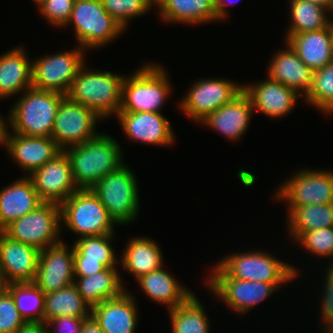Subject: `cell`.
<instances>
[{"label": "cell", "instance_id": "1", "mask_svg": "<svg viewBox=\"0 0 333 333\" xmlns=\"http://www.w3.org/2000/svg\"><path fill=\"white\" fill-rule=\"evenodd\" d=\"M120 144L112 136L99 133L93 139L64 150L78 189H90L124 164Z\"/></svg>", "mask_w": 333, "mask_h": 333}, {"label": "cell", "instance_id": "2", "mask_svg": "<svg viewBox=\"0 0 333 333\" xmlns=\"http://www.w3.org/2000/svg\"><path fill=\"white\" fill-rule=\"evenodd\" d=\"M169 80L162 65L154 62L142 64L123 80L119 112L162 113V107L173 91Z\"/></svg>", "mask_w": 333, "mask_h": 333}, {"label": "cell", "instance_id": "3", "mask_svg": "<svg viewBox=\"0 0 333 333\" xmlns=\"http://www.w3.org/2000/svg\"><path fill=\"white\" fill-rule=\"evenodd\" d=\"M83 65L66 94L93 110L102 120L120 111L122 84L126 75L107 70H97Z\"/></svg>", "mask_w": 333, "mask_h": 333}, {"label": "cell", "instance_id": "4", "mask_svg": "<svg viewBox=\"0 0 333 333\" xmlns=\"http://www.w3.org/2000/svg\"><path fill=\"white\" fill-rule=\"evenodd\" d=\"M10 109L7 122L13 133L51 137L54 121L64 94L28 88Z\"/></svg>", "mask_w": 333, "mask_h": 333}, {"label": "cell", "instance_id": "5", "mask_svg": "<svg viewBox=\"0 0 333 333\" xmlns=\"http://www.w3.org/2000/svg\"><path fill=\"white\" fill-rule=\"evenodd\" d=\"M137 181L134 171L124 163L90 188L116 225H129L139 216L140 199Z\"/></svg>", "mask_w": 333, "mask_h": 333}, {"label": "cell", "instance_id": "6", "mask_svg": "<svg viewBox=\"0 0 333 333\" xmlns=\"http://www.w3.org/2000/svg\"><path fill=\"white\" fill-rule=\"evenodd\" d=\"M216 264L231 278L264 283H287L300 274L298 267L266 250L230 253Z\"/></svg>", "mask_w": 333, "mask_h": 333}, {"label": "cell", "instance_id": "7", "mask_svg": "<svg viewBox=\"0 0 333 333\" xmlns=\"http://www.w3.org/2000/svg\"><path fill=\"white\" fill-rule=\"evenodd\" d=\"M71 25L77 45L86 51L106 47L126 31L106 12L101 0H75L66 26Z\"/></svg>", "mask_w": 333, "mask_h": 333}, {"label": "cell", "instance_id": "8", "mask_svg": "<svg viewBox=\"0 0 333 333\" xmlns=\"http://www.w3.org/2000/svg\"><path fill=\"white\" fill-rule=\"evenodd\" d=\"M61 228L79 236H98L115 233V222L107 209L90 189H78L60 204Z\"/></svg>", "mask_w": 333, "mask_h": 333}, {"label": "cell", "instance_id": "9", "mask_svg": "<svg viewBox=\"0 0 333 333\" xmlns=\"http://www.w3.org/2000/svg\"><path fill=\"white\" fill-rule=\"evenodd\" d=\"M212 267V273L205 278V286L219 301L221 299L224 305L238 314L251 311L286 284L239 280L229 277L216 263Z\"/></svg>", "mask_w": 333, "mask_h": 333}, {"label": "cell", "instance_id": "10", "mask_svg": "<svg viewBox=\"0 0 333 333\" xmlns=\"http://www.w3.org/2000/svg\"><path fill=\"white\" fill-rule=\"evenodd\" d=\"M281 183L273 199L286 203L287 214L294 207L333 203L331 170L302 168Z\"/></svg>", "mask_w": 333, "mask_h": 333}, {"label": "cell", "instance_id": "11", "mask_svg": "<svg viewBox=\"0 0 333 333\" xmlns=\"http://www.w3.org/2000/svg\"><path fill=\"white\" fill-rule=\"evenodd\" d=\"M61 230L60 204L43 202L35 210L13 221L3 232L11 239L41 251L63 240Z\"/></svg>", "mask_w": 333, "mask_h": 333}, {"label": "cell", "instance_id": "12", "mask_svg": "<svg viewBox=\"0 0 333 333\" xmlns=\"http://www.w3.org/2000/svg\"><path fill=\"white\" fill-rule=\"evenodd\" d=\"M86 50L77 45L32 61V87L66 95L77 73L86 64Z\"/></svg>", "mask_w": 333, "mask_h": 333}, {"label": "cell", "instance_id": "13", "mask_svg": "<svg viewBox=\"0 0 333 333\" xmlns=\"http://www.w3.org/2000/svg\"><path fill=\"white\" fill-rule=\"evenodd\" d=\"M243 91V84L223 78L198 79L177 106L189 119L200 123L209 114L233 100Z\"/></svg>", "mask_w": 333, "mask_h": 333}, {"label": "cell", "instance_id": "14", "mask_svg": "<svg viewBox=\"0 0 333 333\" xmlns=\"http://www.w3.org/2000/svg\"><path fill=\"white\" fill-rule=\"evenodd\" d=\"M100 119V120H99ZM100 118L90 108L64 96L59 106L51 137L61 150L95 138Z\"/></svg>", "mask_w": 333, "mask_h": 333}, {"label": "cell", "instance_id": "15", "mask_svg": "<svg viewBox=\"0 0 333 333\" xmlns=\"http://www.w3.org/2000/svg\"><path fill=\"white\" fill-rule=\"evenodd\" d=\"M63 241L40 251L33 283L44 293L60 290L74 283L72 246ZM71 246V247H70Z\"/></svg>", "mask_w": 333, "mask_h": 333}, {"label": "cell", "instance_id": "16", "mask_svg": "<svg viewBox=\"0 0 333 333\" xmlns=\"http://www.w3.org/2000/svg\"><path fill=\"white\" fill-rule=\"evenodd\" d=\"M29 177L43 202L61 204L78 190L69 157L64 150L34 170Z\"/></svg>", "mask_w": 333, "mask_h": 333}, {"label": "cell", "instance_id": "17", "mask_svg": "<svg viewBox=\"0 0 333 333\" xmlns=\"http://www.w3.org/2000/svg\"><path fill=\"white\" fill-rule=\"evenodd\" d=\"M116 117L127 139L155 146H172L176 134L163 113L119 112Z\"/></svg>", "mask_w": 333, "mask_h": 333}, {"label": "cell", "instance_id": "18", "mask_svg": "<svg viewBox=\"0 0 333 333\" xmlns=\"http://www.w3.org/2000/svg\"><path fill=\"white\" fill-rule=\"evenodd\" d=\"M5 147L8 157L21 168L24 176H29L62 151L52 137L26 136L9 129Z\"/></svg>", "mask_w": 333, "mask_h": 333}, {"label": "cell", "instance_id": "19", "mask_svg": "<svg viewBox=\"0 0 333 333\" xmlns=\"http://www.w3.org/2000/svg\"><path fill=\"white\" fill-rule=\"evenodd\" d=\"M243 91L249 96L255 112L272 119L288 116L302 97L295 90L271 80L268 76L256 84H243Z\"/></svg>", "mask_w": 333, "mask_h": 333}, {"label": "cell", "instance_id": "20", "mask_svg": "<svg viewBox=\"0 0 333 333\" xmlns=\"http://www.w3.org/2000/svg\"><path fill=\"white\" fill-rule=\"evenodd\" d=\"M40 251L0 231V268L5 284L33 282Z\"/></svg>", "mask_w": 333, "mask_h": 333}, {"label": "cell", "instance_id": "21", "mask_svg": "<svg viewBox=\"0 0 333 333\" xmlns=\"http://www.w3.org/2000/svg\"><path fill=\"white\" fill-rule=\"evenodd\" d=\"M255 113L249 96L242 91L233 100L209 114L200 124L223 134L231 142L245 135L251 116Z\"/></svg>", "mask_w": 333, "mask_h": 333}, {"label": "cell", "instance_id": "22", "mask_svg": "<svg viewBox=\"0 0 333 333\" xmlns=\"http://www.w3.org/2000/svg\"><path fill=\"white\" fill-rule=\"evenodd\" d=\"M134 294L125 290L119 297L108 299L91 308V315L104 333H134L139 310Z\"/></svg>", "mask_w": 333, "mask_h": 333}, {"label": "cell", "instance_id": "23", "mask_svg": "<svg viewBox=\"0 0 333 333\" xmlns=\"http://www.w3.org/2000/svg\"><path fill=\"white\" fill-rule=\"evenodd\" d=\"M284 43L286 48L272 55L267 66V76L295 90L304 98L312 85L313 70L302 62L287 42Z\"/></svg>", "mask_w": 333, "mask_h": 333}, {"label": "cell", "instance_id": "24", "mask_svg": "<svg viewBox=\"0 0 333 333\" xmlns=\"http://www.w3.org/2000/svg\"><path fill=\"white\" fill-rule=\"evenodd\" d=\"M43 201L29 176H22L0 190V231L35 210Z\"/></svg>", "mask_w": 333, "mask_h": 333}, {"label": "cell", "instance_id": "25", "mask_svg": "<svg viewBox=\"0 0 333 333\" xmlns=\"http://www.w3.org/2000/svg\"><path fill=\"white\" fill-rule=\"evenodd\" d=\"M32 60L22 46L0 54V99H9L32 87Z\"/></svg>", "mask_w": 333, "mask_h": 333}, {"label": "cell", "instance_id": "26", "mask_svg": "<svg viewBox=\"0 0 333 333\" xmlns=\"http://www.w3.org/2000/svg\"><path fill=\"white\" fill-rule=\"evenodd\" d=\"M302 62L313 71L333 61L332 24L321 30L294 34L285 37Z\"/></svg>", "mask_w": 333, "mask_h": 333}, {"label": "cell", "instance_id": "27", "mask_svg": "<svg viewBox=\"0 0 333 333\" xmlns=\"http://www.w3.org/2000/svg\"><path fill=\"white\" fill-rule=\"evenodd\" d=\"M119 265L137 280L142 275L164 267V256L158 243L149 237L135 236L125 244Z\"/></svg>", "mask_w": 333, "mask_h": 333}, {"label": "cell", "instance_id": "28", "mask_svg": "<svg viewBox=\"0 0 333 333\" xmlns=\"http://www.w3.org/2000/svg\"><path fill=\"white\" fill-rule=\"evenodd\" d=\"M136 282L148 298L166 305L168 310L183 304L194 294L163 267L142 275Z\"/></svg>", "mask_w": 333, "mask_h": 333}, {"label": "cell", "instance_id": "29", "mask_svg": "<svg viewBox=\"0 0 333 333\" xmlns=\"http://www.w3.org/2000/svg\"><path fill=\"white\" fill-rule=\"evenodd\" d=\"M156 10L165 23L196 26L219 22L215 0H164Z\"/></svg>", "mask_w": 333, "mask_h": 333}, {"label": "cell", "instance_id": "30", "mask_svg": "<svg viewBox=\"0 0 333 333\" xmlns=\"http://www.w3.org/2000/svg\"><path fill=\"white\" fill-rule=\"evenodd\" d=\"M119 271L117 268H105L92 276L74 277V284L92 308L105 300L119 297L127 290Z\"/></svg>", "mask_w": 333, "mask_h": 333}, {"label": "cell", "instance_id": "31", "mask_svg": "<svg viewBox=\"0 0 333 333\" xmlns=\"http://www.w3.org/2000/svg\"><path fill=\"white\" fill-rule=\"evenodd\" d=\"M91 307L84 301L75 284L45 294L43 322L55 317L88 318Z\"/></svg>", "mask_w": 333, "mask_h": 333}, {"label": "cell", "instance_id": "32", "mask_svg": "<svg viewBox=\"0 0 333 333\" xmlns=\"http://www.w3.org/2000/svg\"><path fill=\"white\" fill-rule=\"evenodd\" d=\"M287 216L288 236L293 244L303 232L333 227V203L294 207Z\"/></svg>", "mask_w": 333, "mask_h": 333}, {"label": "cell", "instance_id": "33", "mask_svg": "<svg viewBox=\"0 0 333 333\" xmlns=\"http://www.w3.org/2000/svg\"><path fill=\"white\" fill-rule=\"evenodd\" d=\"M291 21L287 27L286 37L294 34L321 30L329 27L333 20L329 18L330 10L305 0H288ZM329 13V14H328ZM328 14V15H327Z\"/></svg>", "mask_w": 333, "mask_h": 333}, {"label": "cell", "instance_id": "34", "mask_svg": "<svg viewBox=\"0 0 333 333\" xmlns=\"http://www.w3.org/2000/svg\"><path fill=\"white\" fill-rule=\"evenodd\" d=\"M171 333H210V321L195 293L183 304L168 310Z\"/></svg>", "mask_w": 333, "mask_h": 333}, {"label": "cell", "instance_id": "35", "mask_svg": "<svg viewBox=\"0 0 333 333\" xmlns=\"http://www.w3.org/2000/svg\"><path fill=\"white\" fill-rule=\"evenodd\" d=\"M5 289L25 322H43L45 294L33 282L10 283Z\"/></svg>", "mask_w": 333, "mask_h": 333}, {"label": "cell", "instance_id": "36", "mask_svg": "<svg viewBox=\"0 0 333 333\" xmlns=\"http://www.w3.org/2000/svg\"><path fill=\"white\" fill-rule=\"evenodd\" d=\"M114 234L75 238L74 257H84V261L100 262L105 268H117L119 259L111 245L115 239Z\"/></svg>", "mask_w": 333, "mask_h": 333}, {"label": "cell", "instance_id": "37", "mask_svg": "<svg viewBox=\"0 0 333 333\" xmlns=\"http://www.w3.org/2000/svg\"><path fill=\"white\" fill-rule=\"evenodd\" d=\"M303 99L325 116L333 114V61L313 71L311 88Z\"/></svg>", "mask_w": 333, "mask_h": 333}, {"label": "cell", "instance_id": "38", "mask_svg": "<svg viewBox=\"0 0 333 333\" xmlns=\"http://www.w3.org/2000/svg\"><path fill=\"white\" fill-rule=\"evenodd\" d=\"M294 242L310 255L329 258L327 265L333 266V227L303 232Z\"/></svg>", "mask_w": 333, "mask_h": 333}, {"label": "cell", "instance_id": "39", "mask_svg": "<svg viewBox=\"0 0 333 333\" xmlns=\"http://www.w3.org/2000/svg\"><path fill=\"white\" fill-rule=\"evenodd\" d=\"M106 12L125 30L132 19L144 16L153 8L148 0H101Z\"/></svg>", "mask_w": 333, "mask_h": 333}, {"label": "cell", "instance_id": "40", "mask_svg": "<svg viewBox=\"0 0 333 333\" xmlns=\"http://www.w3.org/2000/svg\"><path fill=\"white\" fill-rule=\"evenodd\" d=\"M75 0H44L38 5L40 14L46 22L58 28H66L70 20Z\"/></svg>", "mask_w": 333, "mask_h": 333}, {"label": "cell", "instance_id": "41", "mask_svg": "<svg viewBox=\"0 0 333 333\" xmlns=\"http://www.w3.org/2000/svg\"><path fill=\"white\" fill-rule=\"evenodd\" d=\"M24 323L12 295L3 288L0 291V333H15Z\"/></svg>", "mask_w": 333, "mask_h": 333}, {"label": "cell", "instance_id": "42", "mask_svg": "<svg viewBox=\"0 0 333 333\" xmlns=\"http://www.w3.org/2000/svg\"><path fill=\"white\" fill-rule=\"evenodd\" d=\"M324 276V285L322 293L321 307L320 310V321L323 326L322 331L324 332L333 323V266H329L326 269Z\"/></svg>", "mask_w": 333, "mask_h": 333}, {"label": "cell", "instance_id": "43", "mask_svg": "<svg viewBox=\"0 0 333 333\" xmlns=\"http://www.w3.org/2000/svg\"><path fill=\"white\" fill-rule=\"evenodd\" d=\"M84 319L70 316L55 317L45 323L47 333H80Z\"/></svg>", "mask_w": 333, "mask_h": 333}, {"label": "cell", "instance_id": "44", "mask_svg": "<svg viewBox=\"0 0 333 333\" xmlns=\"http://www.w3.org/2000/svg\"><path fill=\"white\" fill-rule=\"evenodd\" d=\"M104 269L100 262L84 261V257H74V277L92 276Z\"/></svg>", "mask_w": 333, "mask_h": 333}, {"label": "cell", "instance_id": "45", "mask_svg": "<svg viewBox=\"0 0 333 333\" xmlns=\"http://www.w3.org/2000/svg\"><path fill=\"white\" fill-rule=\"evenodd\" d=\"M15 333H47L44 322H25Z\"/></svg>", "mask_w": 333, "mask_h": 333}, {"label": "cell", "instance_id": "46", "mask_svg": "<svg viewBox=\"0 0 333 333\" xmlns=\"http://www.w3.org/2000/svg\"><path fill=\"white\" fill-rule=\"evenodd\" d=\"M235 2L231 0H215V11L219 21L225 20L229 15L228 5H233Z\"/></svg>", "mask_w": 333, "mask_h": 333}, {"label": "cell", "instance_id": "47", "mask_svg": "<svg viewBox=\"0 0 333 333\" xmlns=\"http://www.w3.org/2000/svg\"><path fill=\"white\" fill-rule=\"evenodd\" d=\"M80 333H104L100 328L98 322L94 319L92 315L83 320V325Z\"/></svg>", "mask_w": 333, "mask_h": 333}, {"label": "cell", "instance_id": "48", "mask_svg": "<svg viewBox=\"0 0 333 333\" xmlns=\"http://www.w3.org/2000/svg\"><path fill=\"white\" fill-rule=\"evenodd\" d=\"M7 130H8L7 119L6 117L3 118V115L0 114V146H5Z\"/></svg>", "mask_w": 333, "mask_h": 333}, {"label": "cell", "instance_id": "49", "mask_svg": "<svg viewBox=\"0 0 333 333\" xmlns=\"http://www.w3.org/2000/svg\"><path fill=\"white\" fill-rule=\"evenodd\" d=\"M305 1H310L313 4L322 6L332 12V0H305Z\"/></svg>", "mask_w": 333, "mask_h": 333}, {"label": "cell", "instance_id": "50", "mask_svg": "<svg viewBox=\"0 0 333 333\" xmlns=\"http://www.w3.org/2000/svg\"><path fill=\"white\" fill-rule=\"evenodd\" d=\"M164 0H148V3L155 8H157Z\"/></svg>", "mask_w": 333, "mask_h": 333}, {"label": "cell", "instance_id": "51", "mask_svg": "<svg viewBox=\"0 0 333 333\" xmlns=\"http://www.w3.org/2000/svg\"><path fill=\"white\" fill-rule=\"evenodd\" d=\"M0 286H6L2 272H1V268H0Z\"/></svg>", "mask_w": 333, "mask_h": 333}, {"label": "cell", "instance_id": "52", "mask_svg": "<svg viewBox=\"0 0 333 333\" xmlns=\"http://www.w3.org/2000/svg\"><path fill=\"white\" fill-rule=\"evenodd\" d=\"M36 6L40 5L44 0H32Z\"/></svg>", "mask_w": 333, "mask_h": 333}, {"label": "cell", "instance_id": "53", "mask_svg": "<svg viewBox=\"0 0 333 333\" xmlns=\"http://www.w3.org/2000/svg\"><path fill=\"white\" fill-rule=\"evenodd\" d=\"M332 13H333V0H332ZM330 15H333V14H330Z\"/></svg>", "mask_w": 333, "mask_h": 333}, {"label": "cell", "instance_id": "54", "mask_svg": "<svg viewBox=\"0 0 333 333\" xmlns=\"http://www.w3.org/2000/svg\"><path fill=\"white\" fill-rule=\"evenodd\" d=\"M3 288H5V286H0V291H1Z\"/></svg>", "mask_w": 333, "mask_h": 333}]
</instances>
